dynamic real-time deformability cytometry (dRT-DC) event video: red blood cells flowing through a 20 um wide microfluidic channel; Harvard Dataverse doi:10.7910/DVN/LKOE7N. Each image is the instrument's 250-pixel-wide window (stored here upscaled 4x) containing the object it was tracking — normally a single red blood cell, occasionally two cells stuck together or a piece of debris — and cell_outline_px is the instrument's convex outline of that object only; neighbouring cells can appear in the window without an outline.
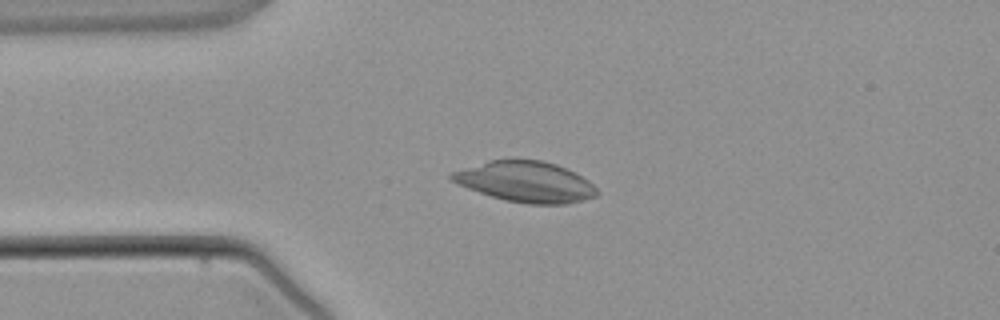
{"species": "common noctule bat (a hibernating species)", "species_latin": "Nyctalus noctula", "temperature_condition": "warm", "stored_images_in_passage": 2, "camera_frame_rate_fps": 3000, "um_per_image_px": 0.085, "animal": {"sex": "male", "body_mass_g": 21.5, "forearm_length_mm": 52.0}, "frame": {"image": 1, "passage_image": 2, "time_ms": 1.333, "image_size_px": [1000, 320], "cell_outline_px": [[600, 192], [596, 196], [584, 200], [568, 204], [528, 204], [504, 200], [468, 188], [452, 180], [448, 176], [448, 172], [488, 160], [540, 160], [556, 164], [588, 180]], "centroid_in_image_um": [44.66, 15.46], "position_along_channel_um": 40.3, "area_um2": 34.28}}